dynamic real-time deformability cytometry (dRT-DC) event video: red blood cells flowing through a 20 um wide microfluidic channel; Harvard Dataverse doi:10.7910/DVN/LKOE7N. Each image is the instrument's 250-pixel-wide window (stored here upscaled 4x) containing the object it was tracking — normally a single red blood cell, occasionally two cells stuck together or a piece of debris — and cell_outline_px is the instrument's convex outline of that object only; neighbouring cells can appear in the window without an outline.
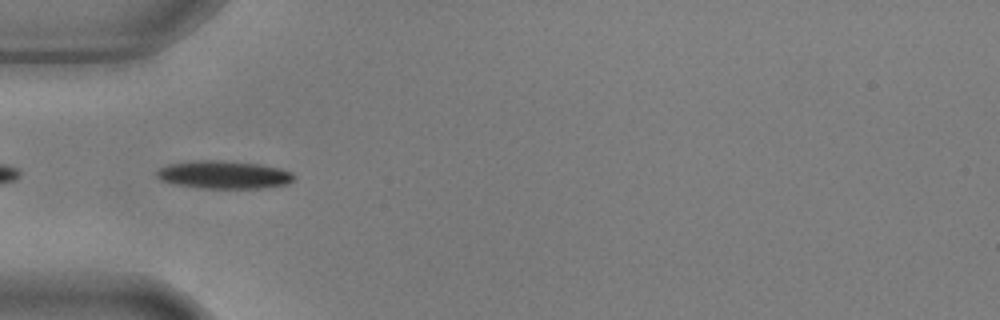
{"species": "common noctule bat (a hibernating species)", "species_latin": "Nyctalus noctula", "temperature_condition": "warm", "stored_images_in_passage": 27, "camera_frame_rate_fps": 3000, "um_per_image_px": 0.085, "animal": {"sex": "male", "body_mass_g": 17.9, "forearm_length_mm": 54.2}, "frame": {"image": 1, "passage_image": 2, "time_ms": 0.333, "image_size_px": [1000, 320], "cell_outline_px": [[296, 176], [288, 184], [264, 188], [204, 188], [176, 184], [160, 180], [156, 176], [156, 172], [160, 168], [168, 164], [192, 160], [224, 160], [260, 164], [280, 168], [292, 172]], "centroid_in_image_um": [19.04, 14.84], "position_along_channel_um": 66.0, "area_um2": 22.48}}
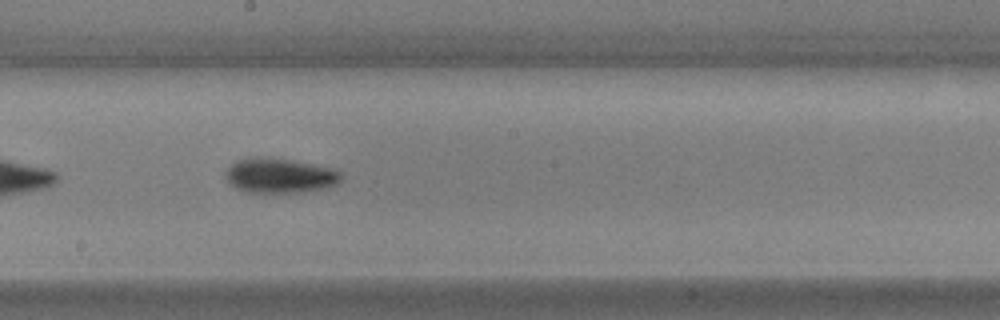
{"frame": {"image": 2, "passage_image": 15, "time_ms": 4.667, "image_size_px": [1000, 320], "cell_outline_px": [[340, 180], [336, 184], [328, 188], [300, 192], [244, 192], [236, 188], [224, 176], [224, 172], [236, 160], [252, 156], [272, 156], [332, 168], [340, 172]], "centroid_in_image_um": [23.74, 14.9], "position_along_channel_um": 224.5, "area_um2": 23.64}}
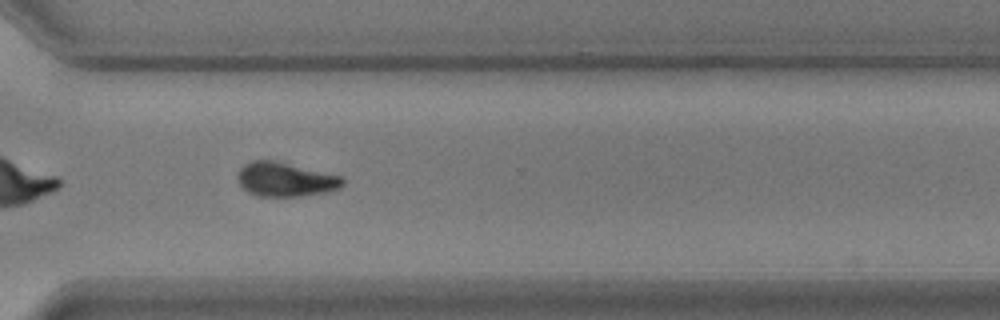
{"frame": {"image": 3, "passage_image": 25, "time_ms": 8.0, "image_size_px": [1000, 320], "cell_outline_px": [[344, 184], [340, 188], [332, 192], [300, 196], [256, 196], [248, 192], [236, 180], [236, 172], [244, 164], [252, 160], [272, 160], [340, 176], [344, 180]], "centroid_in_image_um": [24.23, 15.27], "position_along_channel_um": 346.4, "area_um2": 20.98}, "authors_computed_cell_mechanics": {"area_um2": 22.4264, "velocity_mm_per_s": 3.6641, "shape_relaxation_time_tau1_ms": 2.8588, "shape_relaxation_time_tau2_ms": 7.2392, "deformation_change_tau1": 0.1341, "deformation_change_tau2": 0.1017}}